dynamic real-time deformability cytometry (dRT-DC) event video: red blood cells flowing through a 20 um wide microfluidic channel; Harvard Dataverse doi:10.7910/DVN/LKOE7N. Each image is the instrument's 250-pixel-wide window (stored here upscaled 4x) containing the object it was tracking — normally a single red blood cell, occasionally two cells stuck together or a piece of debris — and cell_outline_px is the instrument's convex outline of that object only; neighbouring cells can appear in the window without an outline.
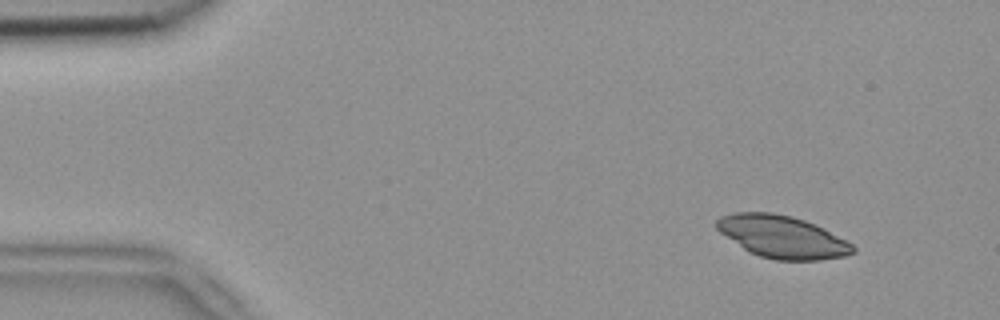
{"species": "common noctule bat (a hibernating species)", "species_latin": "Nyctalus noctula", "temperature_condition": "room temperature", "stored_images_in_passage": 4, "camera_frame_rate_fps": 3000, "um_per_image_px": 0.085, "animal": {"sex": "female", "body_mass_g": 18.4}, "frame": {"image": 1, "passage_image": 1, "time_ms": 0.0, "image_size_px": [1000, 320], "cell_outline_px": [[856, 252], [844, 256], [820, 260], [776, 260], [760, 256], [748, 252], [720, 232], [716, 228], [716, 220], [720, 216], [736, 212], [772, 212], [792, 216], [816, 224], [824, 228], [852, 244], [856, 248]], "centroid_in_image_um": [66.49, 20.12], "position_along_channel_um": 18.5, "area_um2": 33.7}}